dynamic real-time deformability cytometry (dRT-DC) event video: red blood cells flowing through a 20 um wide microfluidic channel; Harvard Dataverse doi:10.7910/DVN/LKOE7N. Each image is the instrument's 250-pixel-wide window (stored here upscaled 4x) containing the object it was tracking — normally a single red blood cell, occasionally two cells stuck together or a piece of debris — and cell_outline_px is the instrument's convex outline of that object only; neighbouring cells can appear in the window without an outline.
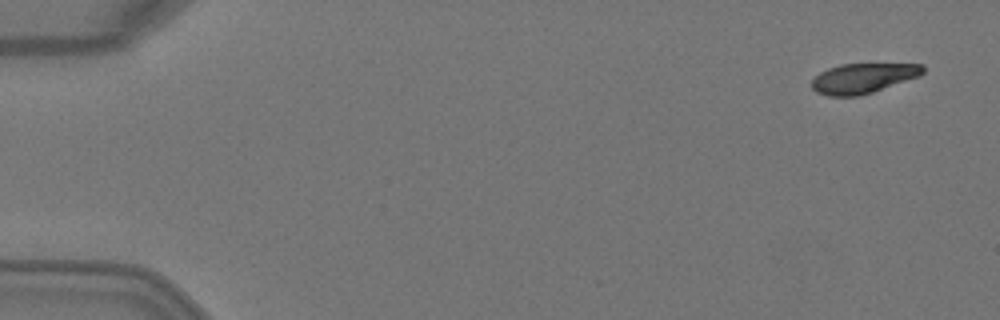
{"species": "Egyptian fruit bat (a non-hibernating species)", "species_latin": "Rousettus aegyptiacus", "temperature_condition": "warm", "stored_images_in_passage": 4, "camera_frame_rate_fps": 3000, "um_per_image_px": 0.085, "animal": {"sex": "female"}, "frame": {"image": 1, "passage_image": 1, "time_ms": 0.0, "image_size_px": [1000, 320], "cell_outline_px": [[924, 72], [920, 76], [872, 92], [856, 96], [828, 96], [816, 92], [812, 88], [812, 80], [820, 72], [828, 68], [840, 64], [924, 64]], "centroid_in_image_um": [73.35, 6.64], "position_along_channel_um": 11.6, "area_um2": 19.31}}